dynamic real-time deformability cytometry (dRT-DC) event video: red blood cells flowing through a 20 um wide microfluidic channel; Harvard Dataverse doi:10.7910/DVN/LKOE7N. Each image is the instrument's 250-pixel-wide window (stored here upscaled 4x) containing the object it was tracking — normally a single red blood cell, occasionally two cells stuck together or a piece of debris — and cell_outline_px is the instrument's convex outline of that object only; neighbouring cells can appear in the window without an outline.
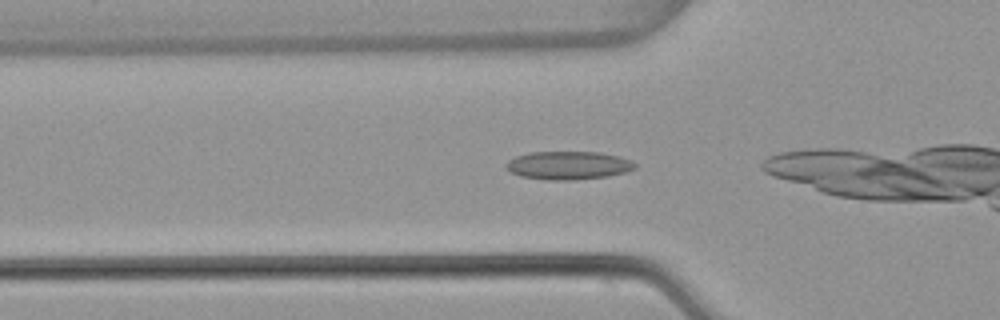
{"species": "common noctule bat (a hibernating species)", "species_latin": "Nyctalus noctula", "temperature_condition": "warm", "stored_images_in_passage": 35, "camera_frame_rate_fps": 3000, "um_per_image_px": 0.085, "animal": {"sex": "female", "body_mass_g": 22.7, "forearm_length_mm": 54.2}, "frame": {"image": 1, "passage_image": 10, "time_ms": 3.0, "image_size_px": [1000, 320], "cell_outline_px": [[636, 168], [624, 172], [608, 176], [576, 180], [548, 180], [520, 176], [504, 168], [504, 164], [508, 160], [516, 156], [528, 152], [600, 152], [632, 160], [636, 164]], "centroid_in_image_um": [48.27, 14.06], "position_along_channel_um": 77.5, "area_um2": 21.33}}
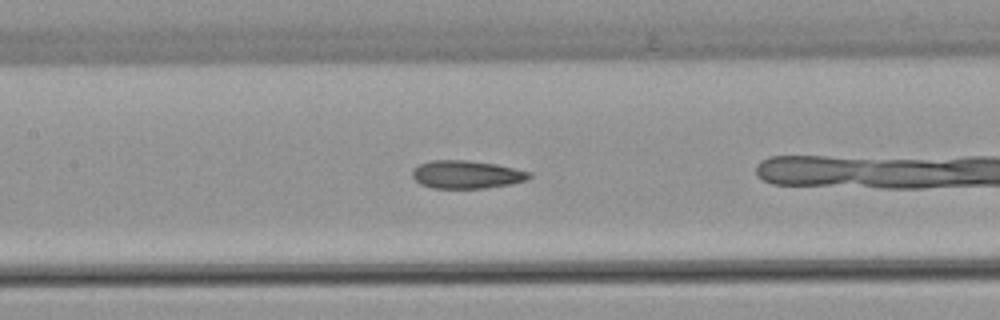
{"frame": {"image": 2, "passage_image": 17, "time_ms": 5.333, "image_size_px": [1000, 320], "cell_outline_px": [[532, 176], [528, 180], [512, 184], [484, 188], [432, 188], [420, 184], [412, 176], [412, 168], [428, 160], [468, 160], [496, 164], [516, 168], [532, 172]], "centroid_in_image_um": [39.68, 14.83], "position_along_channel_um": 167.7, "area_um2": 19.36}}
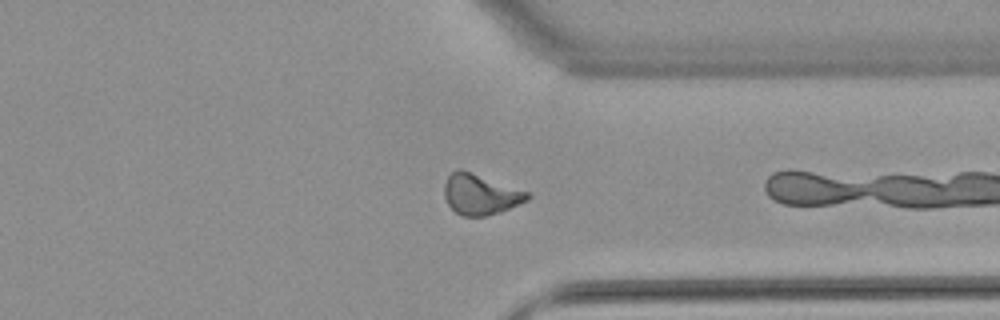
{"frame": {"image": 3, "passage_image": 33, "time_ms": 10.667, "image_size_px": [1000, 320], "cell_outline_px": [[532, 196], [528, 200], [500, 212], [484, 216], [460, 216], [448, 204], [444, 196], [444, 184], [448, 176], [452, 172], [460, 168], [528, 192]], "centroid_in_image_um": [40.82, 16.53], "position_along_channel_um": 370.6, "area_um2": 19.48}}